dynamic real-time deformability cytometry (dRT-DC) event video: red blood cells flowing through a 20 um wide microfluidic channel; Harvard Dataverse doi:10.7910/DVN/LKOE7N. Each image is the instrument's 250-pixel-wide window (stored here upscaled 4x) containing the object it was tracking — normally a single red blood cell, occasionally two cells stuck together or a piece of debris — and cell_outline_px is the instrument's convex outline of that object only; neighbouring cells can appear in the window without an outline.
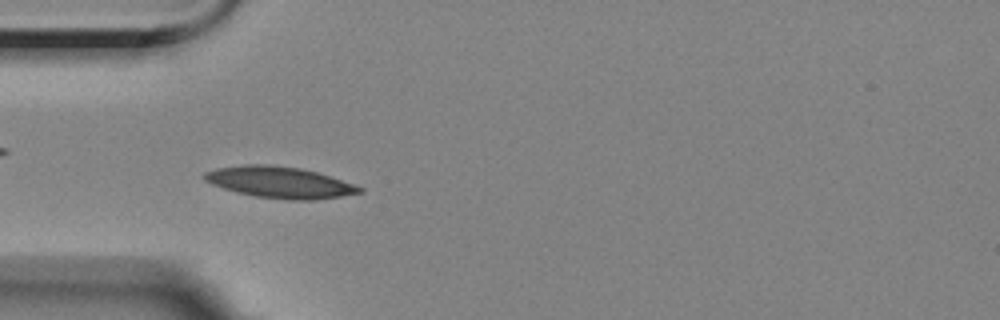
{"species": "Egyptian fruit bat (a non-hibernating species)", "species_latin": "Rousettus aegyptiacus", "temperature_condition": "room temperature", "stored_images_in_passage": 54, "camera_frame_rate_fps": 3000, "um_per_image_px": 0.085, "animal": {"sex": "female"}, "frame": {"image": 1, "passage_image": 16, "time_ms": 5.0, "image_size_px": [1000, 320], "cell_outline_px": [[364, 192], [316, 200], [288, 200], [256, 196], [236, 192], [212, 184], [204, 180], [200, 176], [204, 172], [216, 168], [244, 164], [268, 164], [300, 168], [316, 172], [364, 188]], "centroid_in_image_um": [23.72, 15.49], "position_along_channel_um": 61.3, "area_um2": 28.26}}
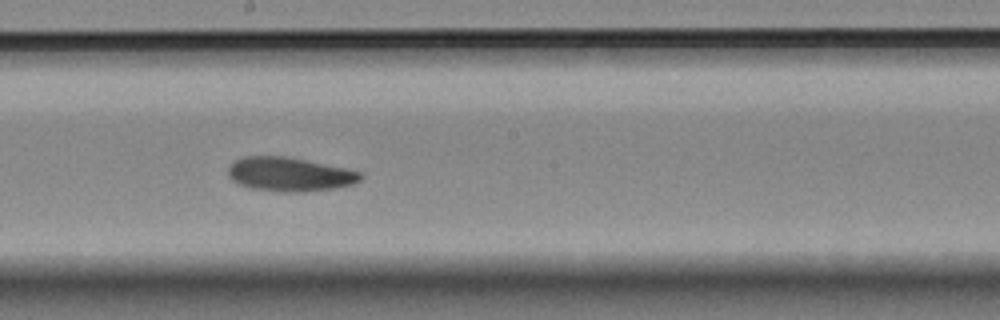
{"frame": {"image": 2, "passage_image": 30, "time_ms": 9.667, "image_size_px": [1000, 320], "cell_outline_px": [[364, 176], [360, 180], [352, 184], [332, 188], [304, 192], [284, 192], [248, 188], [232, 180], [228, 176], [228, 168], [236, 160], [244, 156], [284, 156], [344, 168], [360, 172]], "centroid_in_image_um": [24.58, 14.82], "position_along_channel_um": 223.6, "area_um2": 25.95}}
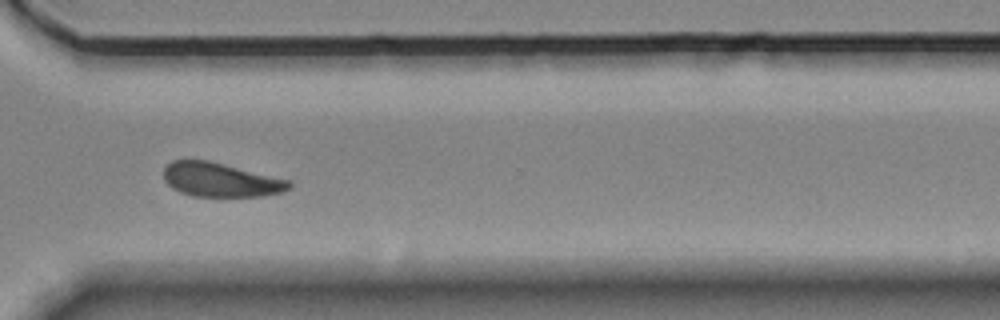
{"frame": {"image": 3, "passage_image": 41, "time_ms": 13.333, "image_size_px": [1000, 320], "cell_outline_px": [[292, 188], [284, 192], [264, 196], [192, 196], [180, 192], [172, 188], [164, 180], [164, 168], [172, 160], [208, 160], [292, 180]], "centroid_in_image_um": [18.8, 15.29], "position_along_channel_um": 351.8, "area_um2": 25.14}}